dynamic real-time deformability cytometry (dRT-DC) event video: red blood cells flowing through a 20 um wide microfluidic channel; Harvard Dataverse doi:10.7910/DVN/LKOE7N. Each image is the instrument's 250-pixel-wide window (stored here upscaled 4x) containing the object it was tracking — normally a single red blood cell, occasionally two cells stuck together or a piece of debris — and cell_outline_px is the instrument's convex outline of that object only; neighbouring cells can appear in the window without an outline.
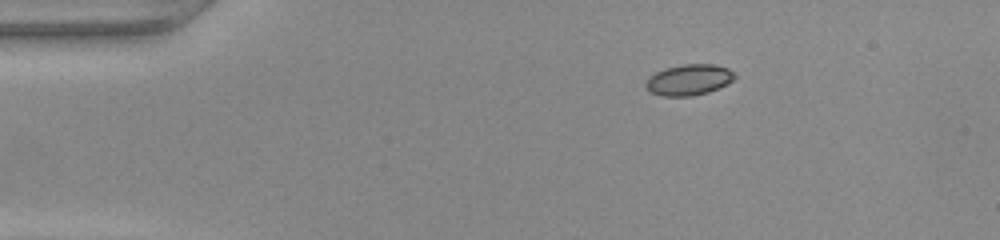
{"species": "common noctule bat (a hibernating species)", "species_latin": "Nyctalus noctula", "temperature_condition": "warm", "stored_images_in_passage": 42, "camera_frame_rate_fps": 3000, "um_per_image_px": 0.085, "animal": {"sex": "female", "body_mass_g": 22.0, "forearm_length_mm": 56.7}, "frame": {"image": 1, "passage_image": 1, "time_ms": 0.0, "image_size_px": [1000, 240], "cell_outline_px": [[736, 76], [728, 84], [708, 92], [692, 96], [660, 96], [652, 92], [644, 84], [648, 76], [664, 68], [684, 64], [712, 64], [728, 68]], "centroid_in_image_um": [58.54, 6.78], "position_along_channel_um": 26.5, "area_um2": 16.01}}
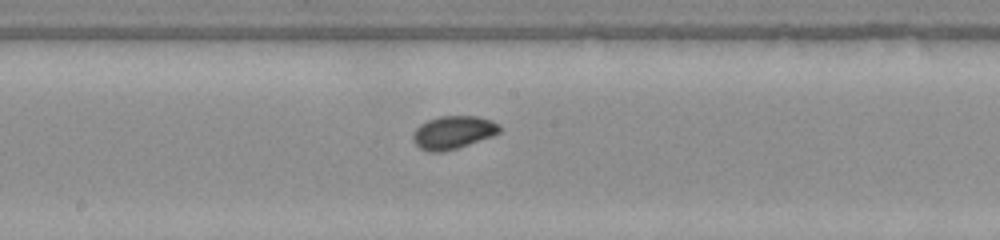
{"frame": {"image": 2, "passage_image": 19, "time_ms": 6.0, "image_size_px": [1000, 240], "cell_outline_px": [[500, 132], [492, 136], [456, 148], [440, 152], [428, 152], [420, 148], [412, 140], [412, 136], [416, 128], [420, 124], [428, 120], [440, 116], [476, 116], [492, 120], [500, 124]], "centroid_in_image_um": [38.51, 11.24], "position_along_channel_um": 209.7, "area_um2": 16.59}}
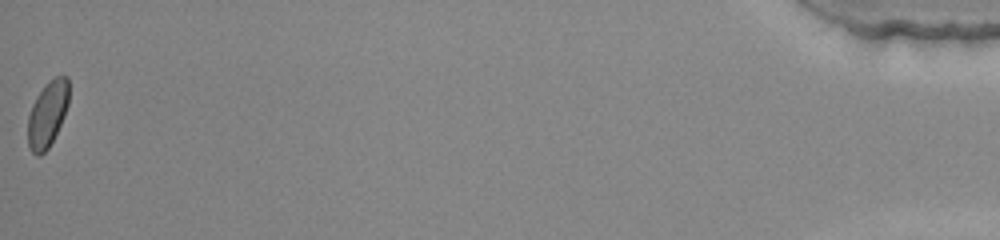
{"frame": {"image": 3, "passage_image": 42, "time_ms": 13.667, "image_size_px": [1000, 240], "cell_outline_px": [[68, 104], [64, 116], [48, 148], [40, 156], [36, 156], [32, 152], [28, 144], [28, 116], [32, 104], [36, 96], [44, 84], [56, 76], [68, 76]], "centroid_in_image_um": [4.02, 9.68], "position_along_channel_um": 431.2, "area_um2": 15.66}}